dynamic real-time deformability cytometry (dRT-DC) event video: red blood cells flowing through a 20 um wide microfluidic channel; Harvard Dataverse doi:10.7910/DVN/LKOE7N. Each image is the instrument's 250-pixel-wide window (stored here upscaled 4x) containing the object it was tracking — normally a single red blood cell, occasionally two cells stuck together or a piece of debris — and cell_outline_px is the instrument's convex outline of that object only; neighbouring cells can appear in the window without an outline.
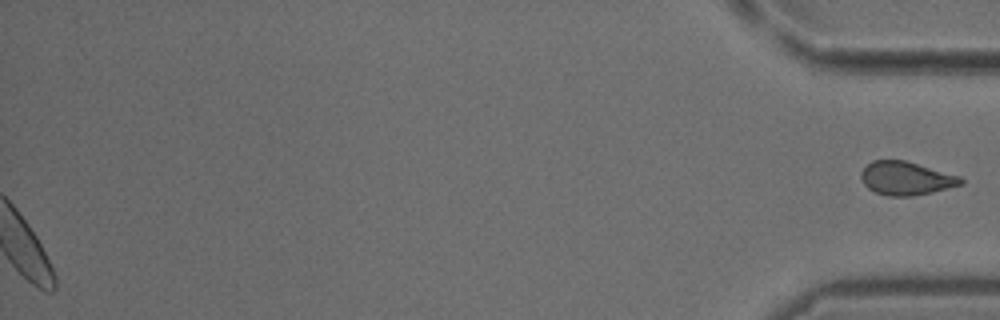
{"species": "common noctule bat (a hibernating species)", "species_latin": "Nyctalus noctula", "temperature_condition": "cold", "stored_images_in_passage": 44, "segment_of_instrument_passage": [2, 2], "camera_frame_rate_fps": 3000, "um_per_image_px": 0.085, "animal": {"sex": "male", "body_mass_g": 18.8}, "frame": {"image": 1, "passage_image": 44, "time_ms": 14.333, "image_size_px": [1000, 320], "cell_outline_px": [[964, 184], [932, 192], [912, 196], [888, 196], [876, 192], [868, 188], [864, 184], [860, 176], [860, 172], [872, 160], [904, 160], [960, 176], [964, 180]], "centroid_in_image_um": [77.01, 15.16], "position_along_channel_um": 358.2, "area_um2": 19.36}}